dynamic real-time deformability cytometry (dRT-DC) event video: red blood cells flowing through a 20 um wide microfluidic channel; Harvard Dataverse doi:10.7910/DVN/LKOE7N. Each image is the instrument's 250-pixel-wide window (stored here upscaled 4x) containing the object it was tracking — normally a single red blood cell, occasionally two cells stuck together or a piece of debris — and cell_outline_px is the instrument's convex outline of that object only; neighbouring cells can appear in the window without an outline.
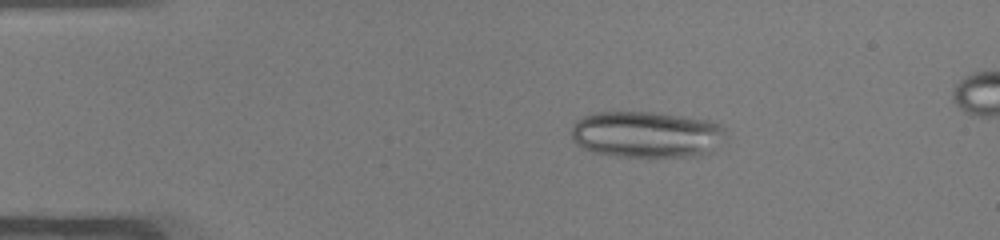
{"species": "common noctule bat (a hibernating species)", "species_latin": "Nyctalus noctula", "temperature_condition": "warm", "stored_images_in_passage": 50, "camera_frame_rate_fps": 3000, "um_per_image_px": 0.085, "animal": {"sex": "male", "body_mass_g": 19.0, "forearm_length_mm": 50.8}, "frame": {"image": 1, "passage_image": 9, "time_ms": 2.667, "image_size_px": [1000, 240], "cell_outline_px": [[724, 132], [712, 152], [700, 156], [616, 156], [592, 152], [580, 148], [572, 140], [572, 128], [576, 120], [592, 112], [660, 112], [708, 120], [720, 124], [724, 128]], "centroid_in_image_um": [54.9, 11.42], "position_along_channel_um": 30.1, "area_um2": 41.91}}